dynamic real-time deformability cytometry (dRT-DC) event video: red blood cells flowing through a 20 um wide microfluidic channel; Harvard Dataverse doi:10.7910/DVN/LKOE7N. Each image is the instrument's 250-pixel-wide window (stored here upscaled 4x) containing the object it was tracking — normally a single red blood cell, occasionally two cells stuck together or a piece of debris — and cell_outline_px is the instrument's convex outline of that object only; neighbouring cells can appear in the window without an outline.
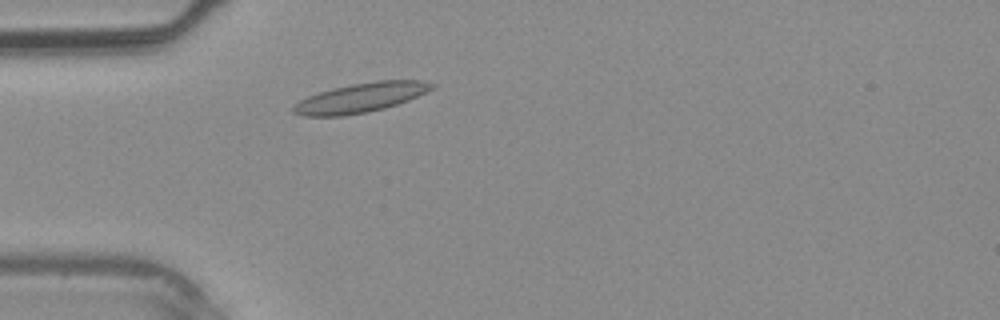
{"species": "common noctule bat (a hibernating species)", "species_latin": "Nyctalus noctula", "temperature_condition": "warm", "stored_images_in_passage": 3, "camera_frame_rate_fps": 3000, "um_per_image_px": 0.085, "animal": {"sex": "male", "body_mass_g": 20.4}, "frame": {"image": 1, "passage_image": 1, "time_ms": 0.0, "image_size_px": [1000, 320], "cell_outline_px": [[436, 88], [408, 100], [384, 108], [368, 112], [344, 116], [304, 116], [292, 112], [292, 108], [300, 100], [308, 96], [332, 88], [352, 84], [376, 80], [420, 80], [436, 84]], "centroid_in_image_um": [30.68, 8.3], "position_along_channel_um": 54.3, "area_um2": 23.76}}